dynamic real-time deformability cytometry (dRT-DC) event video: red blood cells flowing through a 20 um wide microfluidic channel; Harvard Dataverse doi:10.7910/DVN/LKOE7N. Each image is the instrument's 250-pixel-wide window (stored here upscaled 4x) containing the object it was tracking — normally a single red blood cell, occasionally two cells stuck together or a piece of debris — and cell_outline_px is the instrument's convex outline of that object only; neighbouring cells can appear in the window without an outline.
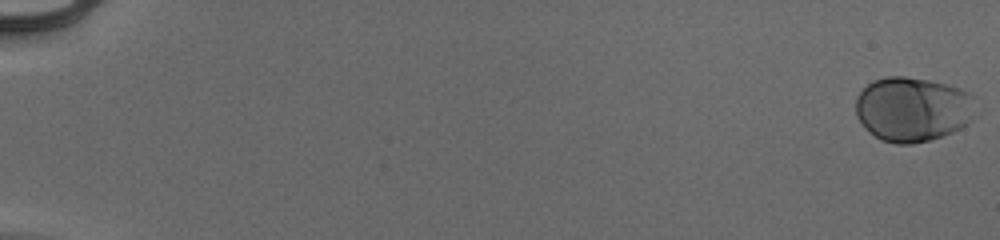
{"species": "human", "species_latin": "Homo sapiens", "temperature_condition": "cold", "stored_images_in_passage": 55, "camera_frame_rate_fps": 3000, "um_per_image_px": 0.085, "donor": {"sex": "male"}, "frame": {"image": 1, "passage_image": 1, "time_ms": 0.0, "image_size_px": [1000, 240], "cell_outline_px": [[976, 116], [972, 120], [960, 128], [952, 132], [928, 140], [912, 144], [896, 144], [880, 140], [868, 132], [864, 128], [856, 116], [856, 100], [860, 92], [872, 80], [884, 76], [904, 76], [928, 80], [960, 88], [968, 92], [972, 96]], "centroid_in_image_um": [77.55, 9.29], "position_along_channel_um": 7.4, "area_um2": 45.43}}
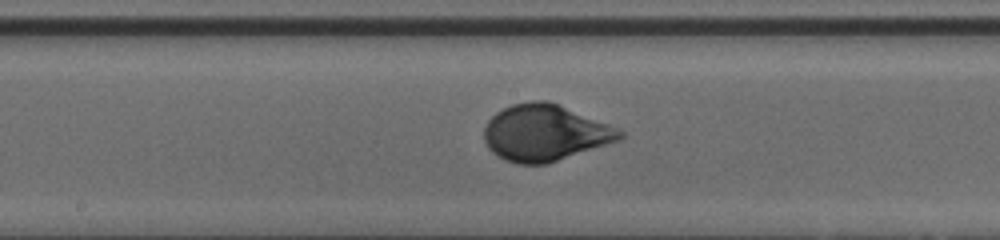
{"frame": {"image": 2, "passage_image": 32, "time_ms": 10.333, "image_size_px": [1000, 240], "cell_outline_px": [[624, 136], [620, 140], [548, 164], [516, 164], [504, 160], [496, 156], [488, 148], [484, 140], [484, 128], [488, 120], [496, 112], [512, 104], [532, 100], [548, 100], [608, 124], [624, 132]], "centroid_in_image_um": [46.29, 11.3], "position_along_channel_um": 201.9, "area_um2": 44.68}}
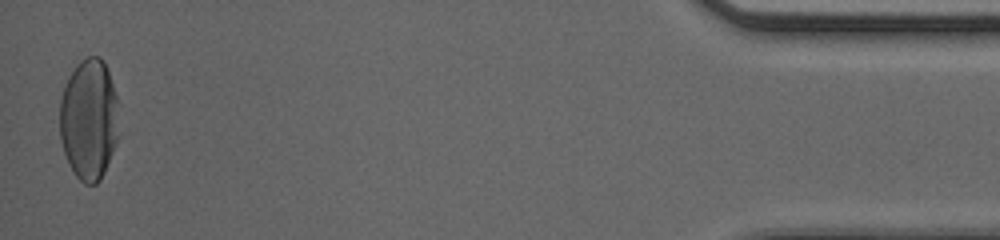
{"frame": {"image": 3, "passage_image": 55, "time_ms": 18.0, "image_size_px": [1000, 240], "cell_outline_px": [[116, 144], [104, 172], [100, 180], [96, 184], [84, 184], [76, 176], [68, 164], [60, 140], [60, 100], [64, 84], [68, 76], [76, 64], [80, 60], [88, 56], [100, 56], [104, 60], [116, 96]], "centroid_in_image_um": [7.52, 10.14], "position_along_channel_um": 427.7, "area_um2": 41.56}, "authors_computed_cell_mechanics": {"area_um2": 43.4078, "velocity_mm_per_s": 3.9141, "shape_relaxation_time_tau1_ms": 3.1399, "shape_relaxation_time_tau2_ms": null, "deformation_change_tau1": 0.1625, "deformation_change_tau2": null}}